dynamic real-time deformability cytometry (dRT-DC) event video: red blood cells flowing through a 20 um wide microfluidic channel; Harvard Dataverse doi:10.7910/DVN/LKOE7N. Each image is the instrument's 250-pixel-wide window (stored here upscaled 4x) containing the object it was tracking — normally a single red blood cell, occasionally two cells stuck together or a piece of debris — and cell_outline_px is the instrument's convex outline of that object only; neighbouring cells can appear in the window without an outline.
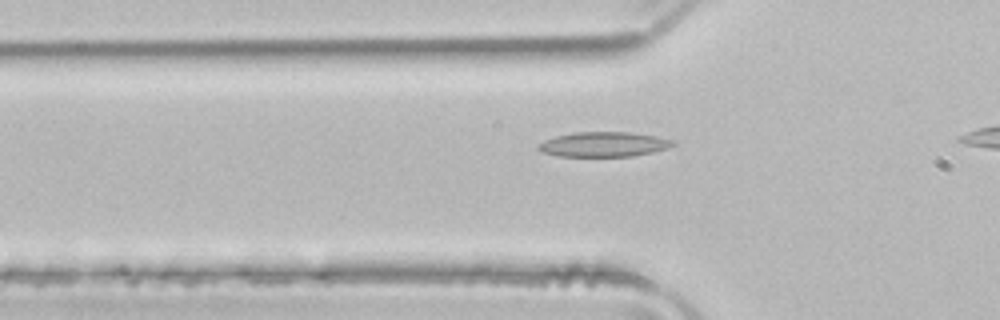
{"species": "common noctule bat (a hibernating species)", "species_latin": "Nyctalus noctula", "temperature_condition": "room temperature", "stored_images_in_passage": 34, "camera_frame_rate_fps": 3000, "um_per_image_px": 0.085, "animal": {"sex": "male", "body_mass_g": 21.5, "forearm_length_mm": 52.0}, "frame": {"image": 1, "passage_image": 9, "time_ms": 2.667, "image_size_px": [1000, 320], "cell_outline_px": [[676, 144], [668, 148], [652, 152], [632, 156], [560, 156], [544, 152], [536, 148], [536, 144], [544, 140], [556, 136], [576, 132], [632, 132], [656, 136], [676, 140]], "centroid_in_image_um": [51.34, 12.26], "position_along_channel_um": 74.5, "area_um2": 19.54}}
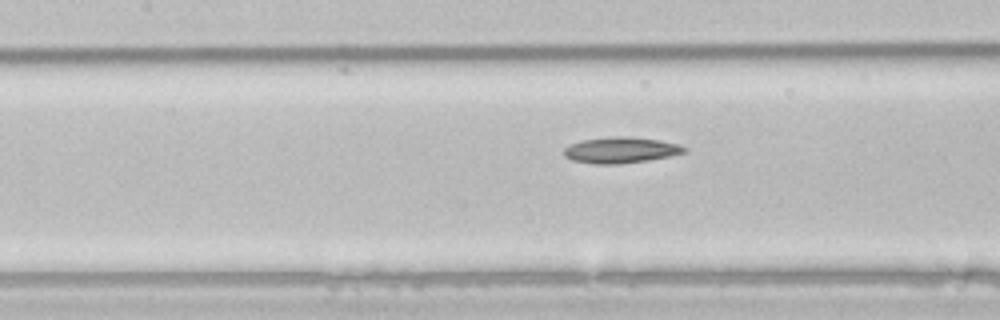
{"frame": {"image": 2, "passage_image": 15, "time_ms": 4.667, "image_size_px": [1000, 320], "cell_outline_px": [[688, 152], [648, 160], [620, 164], [592, 164], [572, 160], [564, 156], [564, 148], [580, 140], [616, 136], [628, 136], [660, 140], [680, 144], [688, 148]], "centroid_in_image_um": [52.79, 12.75], "position_along_channel_um": 154.6, "area_um2": 18.38}}
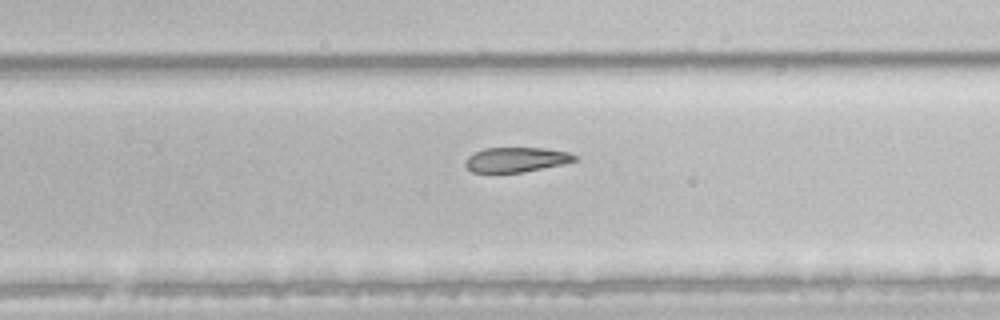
{"frame": {"image": 3, "passage_image": 25, "time_ms": 8.0, "image_size_px": [1000, 320], "cell_outline_px": [[576, 160], [564, 164], [524, 172], [472, 172], [464, 164], [464, 160], [468, 156], [484, 148], [544, 148], [568, 152], [576, 156]], "centroid_in_image_um": [43.87, 13.57], "position_along_channel_um": 285.9, "area_um2": 15.72}}